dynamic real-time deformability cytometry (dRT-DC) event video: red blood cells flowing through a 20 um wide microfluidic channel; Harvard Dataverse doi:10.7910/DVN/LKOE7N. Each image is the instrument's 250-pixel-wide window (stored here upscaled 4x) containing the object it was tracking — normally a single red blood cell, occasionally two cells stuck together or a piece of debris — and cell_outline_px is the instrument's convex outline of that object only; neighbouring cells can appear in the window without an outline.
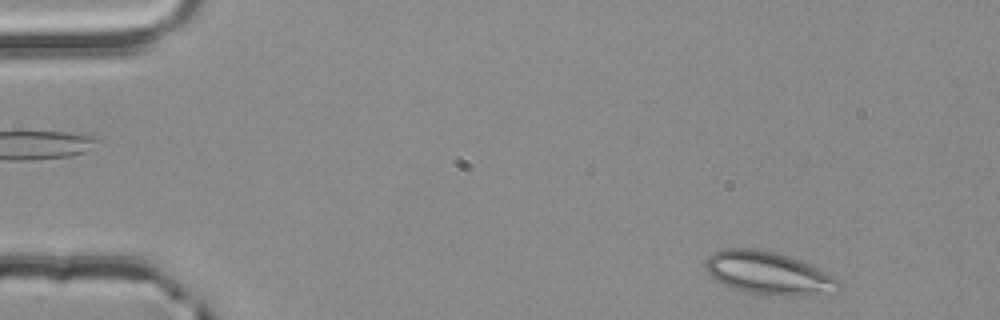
{"species": "common noctule bat (a hibernating species)", "species_latin": "Nyctalus noctula", "temperature_condition": "room temperature", "stored_images_in_passage": 50, "camera_frame_rate_fps": 3000, "um_per_image_px": 0.085, "animal": {"sex": "male", "body_mass_g": 20.4}, "frame": {"image": 1, "passage_image": 2, "time_ms": 0.333, "image_size_px": [1000, 320], "cell_outline_px": [[840, 288], [836, 292], [784, 296], [748, 292], [732, 288], [716, 280], [704, 268], [704, 260], [712, 252], [724, 248], [756, 248], [776, 252], [800, 260], [836, 276], [840, 284]], "centroid_in_image_um": [65.29, 23.19], "position_along_channel_um": 19.7, "area_um2": 33.29}}
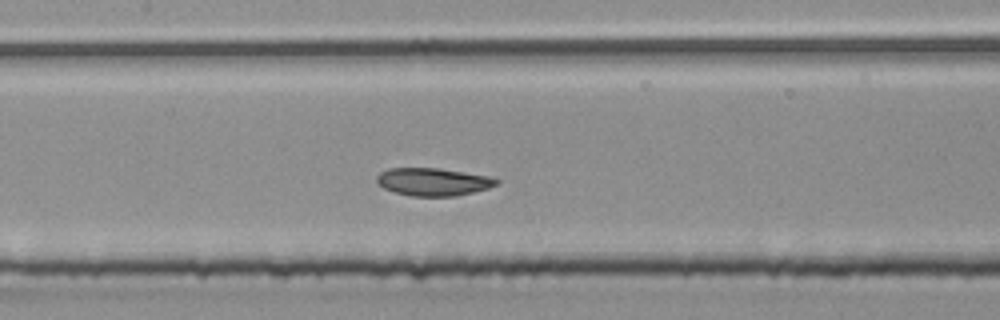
{"frame": {"image": 2, "passage_image": 22, "time_ms": 7.0, "image_size_px": [1000, 320], "cell_outline_px": [[500, 180], [496, 184], [488, 188], [456, 196], [412, 196], [392, 192], [384, 188], [376, 180], [376, 176], [380, 172], [388, 168], [436, 168], [488, 176]], "centroid_in_image_um": [36.77, 15.46], "position_along_channel_um": 170.6, "area_um2": 19.19}}
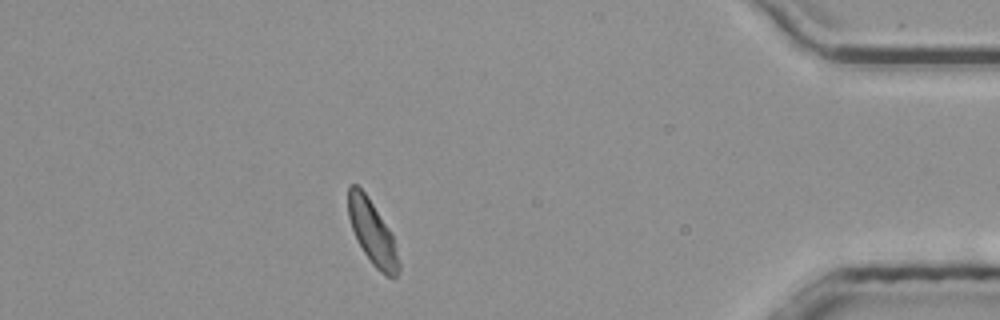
{"frame": {"image": 3, "passage_image": 44, "time_ms": 14.333, "image_size_px": [1000, 320], "cell_outline_px": [[400, 268], [396, 276], [392, 280], [384, 276], [372, 264], [356, 240], [348, 216], [348, 184], [356, 184], [364, 192], [392, 232], [400, 264]], "centroid_in_image_um": [31.66, 19.81], "position_along_channel_um": 403.5, "area_um2": 18.96}, "authors_computed_cell_mechanics": {"area_um2": 19.4497, "velocity_mm_per_s": 3.826, "shape_relaxation_time_tau1_ms": null, "shape_relaxation_time_tau2_ms": 3.4403, "deformation_change_tau1": null, "deformation_change_tau2": 0.0931}}